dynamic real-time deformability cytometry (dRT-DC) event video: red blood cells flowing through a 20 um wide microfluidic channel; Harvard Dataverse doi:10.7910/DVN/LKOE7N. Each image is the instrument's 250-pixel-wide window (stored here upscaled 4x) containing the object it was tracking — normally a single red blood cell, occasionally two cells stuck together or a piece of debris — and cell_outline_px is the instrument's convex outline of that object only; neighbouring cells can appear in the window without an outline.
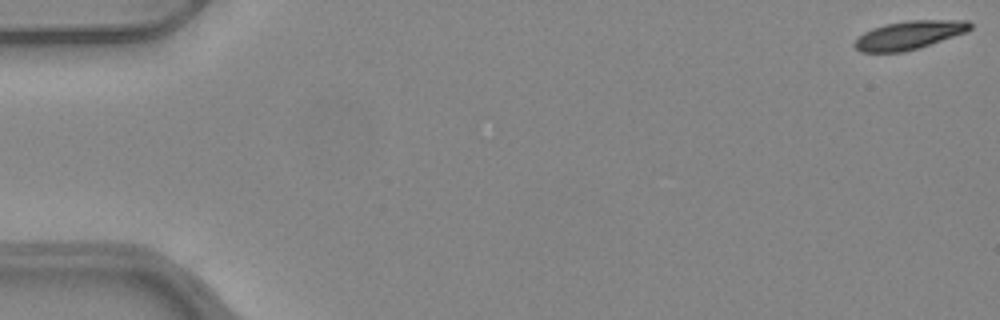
{"species": "common noctule bat (a hibernating species)", "species_latin": "Nyctalus noctula", "temperature_condition": "warm", "stored_images_in_passage": 15, "camera_frame_rate_fps": 3000, "um_per_image_px": 0.085, "animal": {"sex": "female", "body_mass_g": 24.6, "forearm_length_mm": 56.2}, "frame": {"image": 1, "passage_image": 1, "time_ms": 0.0, "image_size_px": [1000, 320], "cell_outline_px": [[972, 28], [968, 32], [904, 52], [860, 52], [852, 44], [864, 32], [872, 28], [884, 24], [908, 20], [968, 20], [972, 24]], "centroid_in_image_um": [77.29, 2.97], "position_along_channel_um": 7.7, "area_um2": 19.19}}
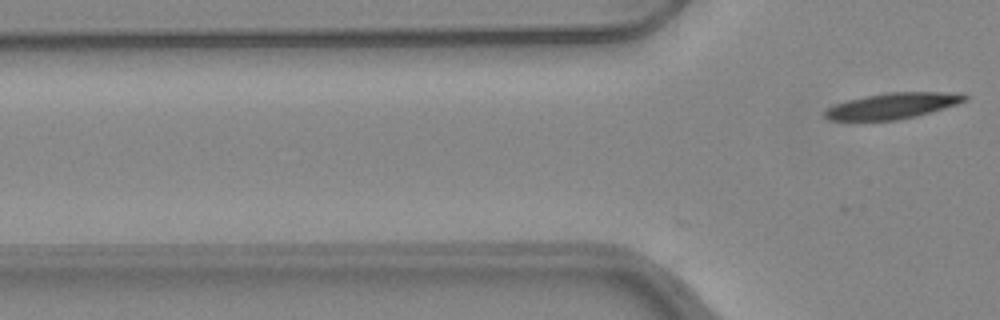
{"frame": {"image": 2, "passage_image": 15, "time_ms": 4.667, "image_size_px": [1000, 320], "cell_outline_px": [[968, 100], [956, 104], [916, 116], [896, 120], [828, 120], [824, 116], [824, 112], [828, 108], [836, 104], [848, 100], [864, 96], [888, 92], [960, 92], [968, 96]], "centroid_in_image_um": [75.89, 8.98], "position_along_channel_um": 49.9, "area_um2": 20.98}}